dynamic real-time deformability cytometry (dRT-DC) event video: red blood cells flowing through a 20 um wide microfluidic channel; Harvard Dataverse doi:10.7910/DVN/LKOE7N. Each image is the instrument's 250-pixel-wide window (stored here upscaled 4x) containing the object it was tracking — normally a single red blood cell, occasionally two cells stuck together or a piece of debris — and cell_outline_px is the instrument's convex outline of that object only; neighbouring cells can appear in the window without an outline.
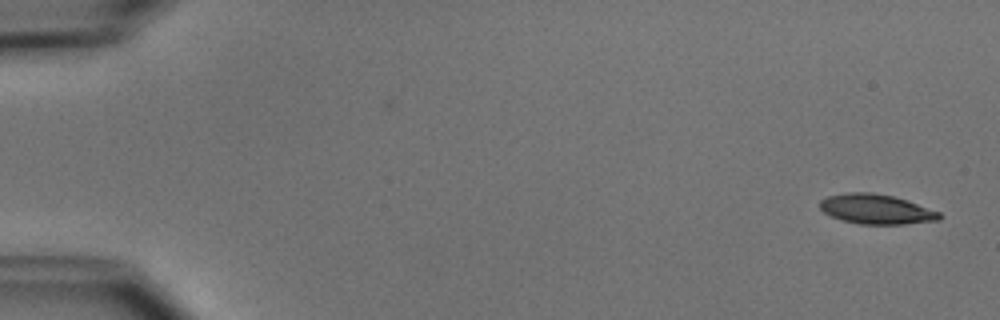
{"species": "common noctule bat (a hibernating species)", "species_latin": "Nyctalus noctula", "temperature_condition": "cold", "stored_images_in_passage": 2, "camera_frame_rate_fps": 3000, "um_per_image_px": 0.085, "animal": {"sex": "male", "body_mass_g": 15.6}, "frame": {"image": 1, "passage_image": 2, "time_ms": 1.333, "image_size_px": [1000, 320], "cell_outline_px": [[944, 216], [940, 220], [904, 224], [860, 224], [844, 220], [832, 216], [824, 212], [820, 208], [820, 200], [828, 196], [844, 192], [872, 192], [892, 196], [908, 200], [940, 212]], "centroid_in_image_um": [74.51, 17.77], "position_along_channel_um": 10.5, "area_um2": 20.81}}